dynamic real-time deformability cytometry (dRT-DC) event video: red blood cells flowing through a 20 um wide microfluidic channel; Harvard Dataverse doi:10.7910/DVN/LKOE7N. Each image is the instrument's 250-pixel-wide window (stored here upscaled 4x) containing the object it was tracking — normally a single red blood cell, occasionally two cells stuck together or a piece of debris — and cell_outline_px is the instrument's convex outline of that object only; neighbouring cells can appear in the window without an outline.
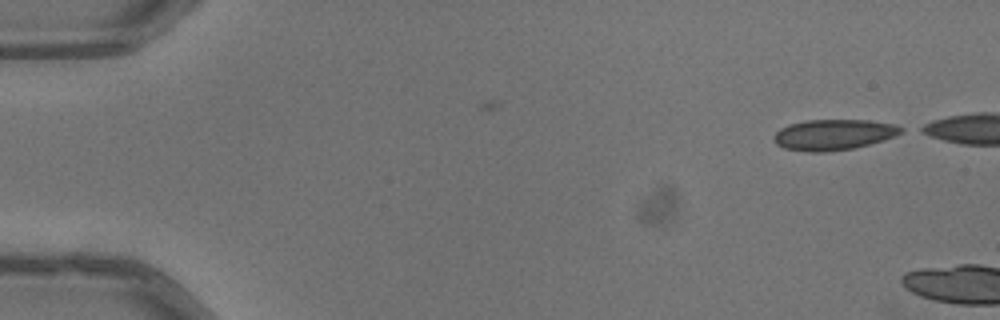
{"species": "common noctule bat (a hibernating species)", "species_latin": "Nyctalus noctula", "temperature_condition": "warm", "stored_images_in_passage": 5, "camera_frame_rate_fps": 3000, "um_per_image_px": 0.085, "animal": {"sex": "male", "body_mass_g": 13.3}, "frame": {"image": 1, "passage_image": 1, "time_ms": 0.0, "image_size_px": [1000, 320], "cell_outline_px": [[904, 132], [884, 140], [852, 148], [824, 152], [808, 152], [784, 148], [776, 144], [772, 140], [772, 136], [780, 128], [788, 124], [804, 120], [872, 120], [896, 124], [904, 128]], "centroid_in_image_um": [70.84, 11.43], "position_along_channel_um": 14.2, "area_um2": 23.0}}